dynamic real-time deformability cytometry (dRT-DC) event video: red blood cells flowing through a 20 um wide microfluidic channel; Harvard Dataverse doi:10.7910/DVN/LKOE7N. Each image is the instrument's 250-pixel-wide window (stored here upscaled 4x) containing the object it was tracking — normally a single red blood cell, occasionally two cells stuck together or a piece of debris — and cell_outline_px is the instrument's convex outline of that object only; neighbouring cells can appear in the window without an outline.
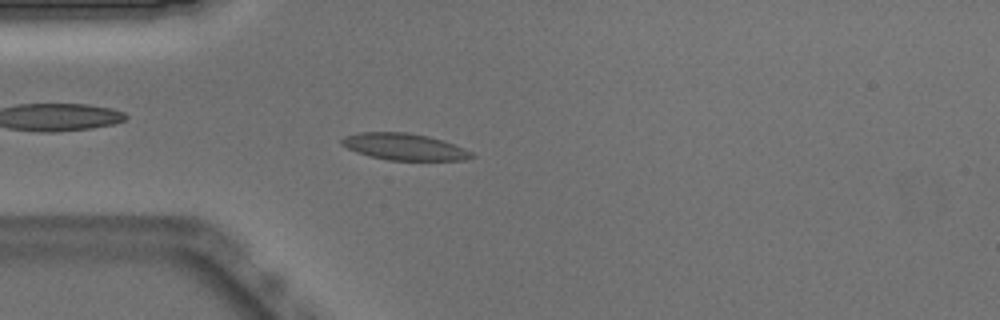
{"species": "Egyptian fruit bat (a non-hibernating species)", "species_latin": "Rousettus aegyptiacus", "temperature_condition": "warm", "stored_images_in_passage": 50, "camera_frame_rate_fps": 3000, "um_per_image_px": 0.085, "animal": {"sex": "male"}, "frame": {"image": 1, "passage_image": 13, "time_ms": 4.0, "image_size_px": [1000, 320], "cell_outline_px": [[476, 156], [464, 160], [388, 160], [368, 156], [356, 152], [340, 144], [340, 140], [344, 136], [360, 132], [408, 132], [428, 136], [444, 140], [464, 148], [472, 152]], "centroid_in_image_um": [34.35, 12.47], "position_along_channel_um": 50.6, "area_um2": 20.35}}
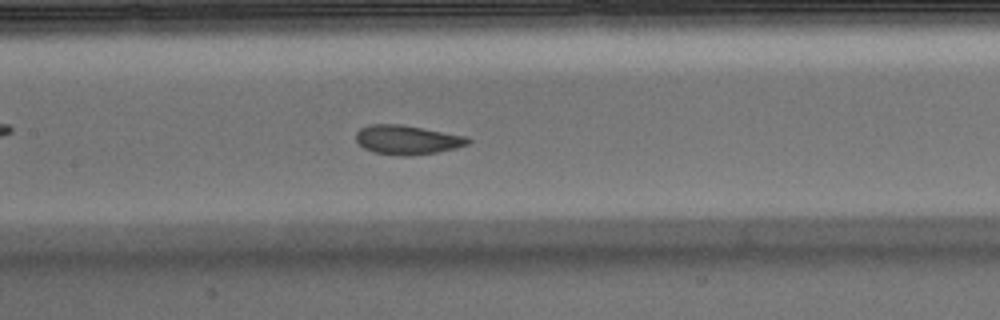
{"frame": {"image": 2, "passage_image": 23, "time_ms": 7.333, "image_size_px": [1000, 320], "cell_outline_px": [[472, 140], [468, 144], [456, 148], [436, 152], [412, 156], [404, 156], [372, 152], [364, 148], [356, 140], [356, 132], [360, 128], [368, 124], [404, 124], [468, 136]], "centroid_in_image_um": [34.63, 11.87], "position_along_channel_um": 172.8, "area_um2": 19.36}}
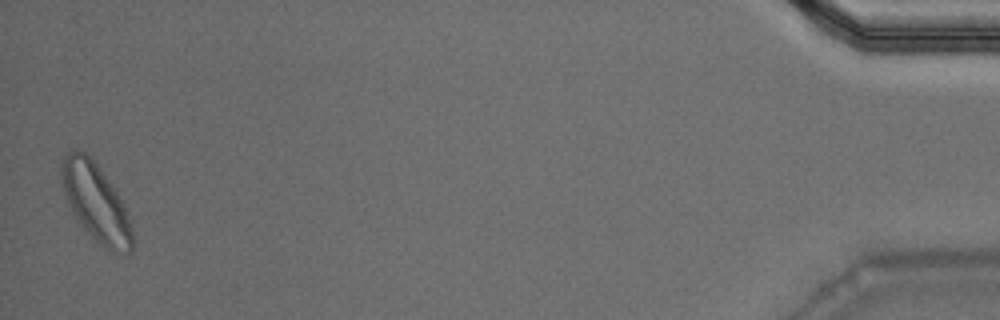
{"frame": {"image": 3, "passage_image": 50, "time_ms": 16.333, "image_size_px": [1000, 320], "cell_outline_px": [[136, 240], [132, 252], [112, 252], [104, 248], [84, 228], [68, 204], [60, 180], [60, 160], [72, 148], [80, 148], [96, 164], [112, 184], [124, 208], [132, 228]], "centroid_in_image_um": [8.13, 17.19], "position_along_channel_um": 427.1, "area_um2": 32.02}, "authors_computed_cell_mechanics": {"area_um2": 19.5075, "velocity_mm_per_s": 3.8722, "shape_relaxation_time_tau1_ms": 2.8961, "shape_relaxation_time_tau2_ms": 1.0371, "deformation_change_tau1": 0.1264, "deformation_change_tau2": 0.0597}}